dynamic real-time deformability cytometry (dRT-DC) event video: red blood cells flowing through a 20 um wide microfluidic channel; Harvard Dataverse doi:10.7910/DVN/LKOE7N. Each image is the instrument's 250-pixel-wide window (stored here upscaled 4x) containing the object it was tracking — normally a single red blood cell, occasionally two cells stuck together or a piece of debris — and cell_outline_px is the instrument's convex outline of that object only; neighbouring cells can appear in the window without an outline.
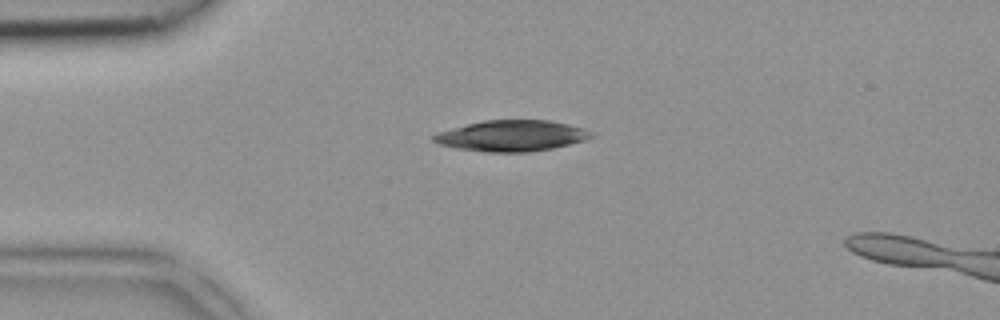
{"species": "common noctule bat (a hibernating species)", "species_latin": "Nyctalus noctula", "temperature_condition": "room temperature", "stored_images_in_passage": 2, "camera_frame_rate_fps": 3000, "um_per_image_px": 0.085, "animal": {"sex": "female", "body_mass_g": 18.4}, "frame": {"image": 1, "passage_image": 2, "time_ms": 0.333, "image_size_px": [1000, 320], "cell_outline_px": [[596, 136], [584, 140], [552, 148], [528, 152], [488, 152], [456, 148], [440, 144], [432, 140], [432, 136], [436, 132], [484, 120], [548, 120], [568, 124], [584, 128], [592, 132]], "centroid_in_image_um": [43.49, 11.54], "position_along_channel_um": 41.5, "area_um2": 28.32}}